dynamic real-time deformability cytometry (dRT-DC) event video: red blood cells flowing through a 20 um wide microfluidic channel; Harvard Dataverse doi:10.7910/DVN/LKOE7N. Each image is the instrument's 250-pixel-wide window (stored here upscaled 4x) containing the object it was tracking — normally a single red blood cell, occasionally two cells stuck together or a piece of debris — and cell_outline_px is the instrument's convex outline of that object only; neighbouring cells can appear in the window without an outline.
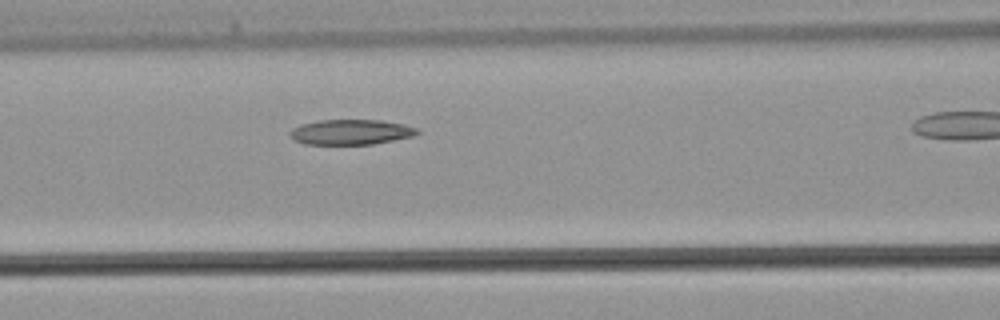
{"species": "common noctule bat (a hibernating species)", "species_latin": "Nyctalus noctula", "temperature_condition": "warm", "stored_images_in_passage": 23, "camera_frame_rate_fps": 3000, "um_per_image_px": 0.085, "animal": {"sex": "male", "body_mass_g": 21.5, "forearm_length_mm": 52.0}, "frame": {"image": 1, "passage_image": 7, "time_ms": 2.0, "image_size_px": [1000, 320], "cell_outline_px": [[420, 132], [412, 136], [372, 144], [304, 144], [292, 140], [288, 136], [288, 132], [292, 128], [300, 124], [320, 120], [380, 120], [404, 124], [416, 128]], "centroid_in_image_um": [29.74, 11.22], "position_along_channel_um": 136.9, "area_um2": 18.73}}
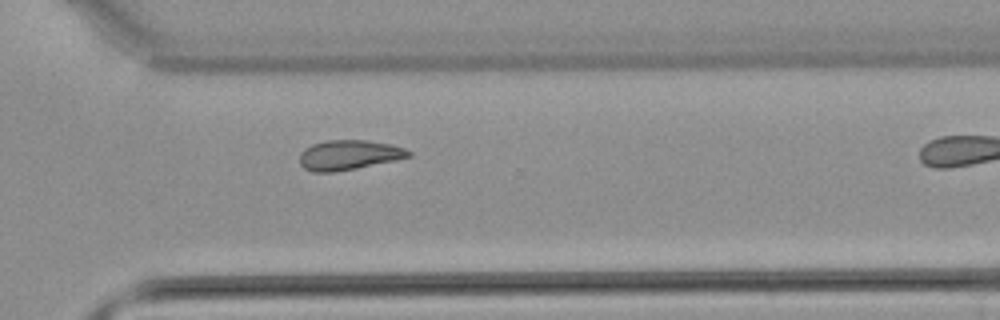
{"frame": {"image": 2, "passage_image": 20, "time_ms": 6.333, "image_size_px": [1000, 320], "cell_outline_px": [[412, 156], [396, 160], [356, 168], [332, 172], [312, 172], [304, 168], [300, 164], [300, 152], [304, 148], [312, 144], [328, 140], [364, 140], [388, 144], [404, 148], [412, 152]], "centroid_in_image_um": [29.63, 13.17], "position_along_channel_um": 341.0, "area_um2": 18.84}}